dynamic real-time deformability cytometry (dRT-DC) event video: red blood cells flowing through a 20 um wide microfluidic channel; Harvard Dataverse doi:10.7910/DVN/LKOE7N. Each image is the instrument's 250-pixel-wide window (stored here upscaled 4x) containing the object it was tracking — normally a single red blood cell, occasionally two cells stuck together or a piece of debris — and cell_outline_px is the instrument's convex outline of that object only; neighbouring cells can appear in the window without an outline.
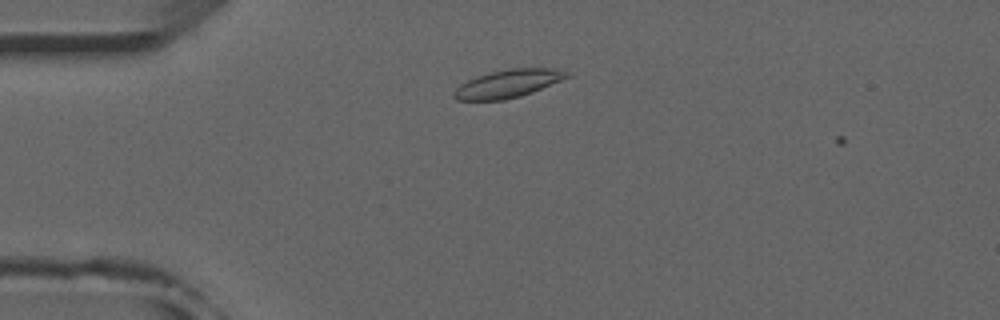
{"species": "common noctule bat (a hibernating species)", "species_latin": "Nyctalus noctula", "temperature_condition": "room temperature", "stored_images_in_passage": 7, "camera_frame_rate_fps": 3000, "um_per_image_px": 0.085, "animal": {"sex": "male", "forearm_length_mm": 52.5}, "frame": {"image": 1, "passage_image": 5, "time_ms": 1.333, "image_size_px": [1000, 320], "cell_outline_px": [[572, 76], [532, 92], [520, 96], [504, 100], [456, 100], [452, 96], [452, 92], [460, 84], [476, 76], [492, 72], [512, 68], [552, 68], [568, 72]], "centroid_in_image_um": [43.17, 7.11], "position_along_channel_um": 41.8, "area_um2": 18.38}}